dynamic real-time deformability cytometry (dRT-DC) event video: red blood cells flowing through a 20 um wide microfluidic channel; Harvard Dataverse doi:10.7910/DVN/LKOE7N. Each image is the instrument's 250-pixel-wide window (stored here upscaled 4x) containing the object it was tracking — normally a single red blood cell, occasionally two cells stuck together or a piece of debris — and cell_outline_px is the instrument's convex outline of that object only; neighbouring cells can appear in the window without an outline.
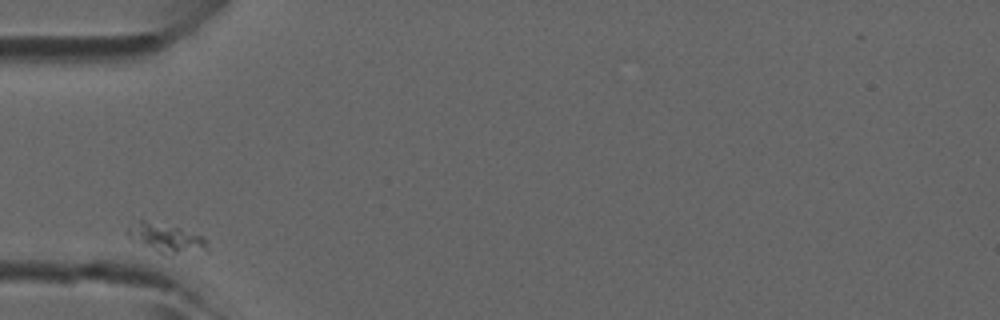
{"species": "common noctule bat (a hibernating species)", "species_latin": "Nyctalus noctula", "temperature_condition": "room temperature", "stored_images_in_passage": 4, "camera_frame_rate_fps": 3000, "um_per_image_px": 0.085, "animal": {"sex": "male", "forearm_length_mm": 52.5}, "frame": {"image": 1, "passage_image": 1, "time_ms": 0.0, "image_size_px": [1000, 320], "cell_outline_px": [[208, 252], [160, 252], [128, 236], [128, 228], [140, 220], [144, 220], [176, 228], [204, 236], [208, 244]], "centroid_in_image_um": [14.21, 20.23], "position_along_channel_um": 70.8, "area_um2": 12.37}}
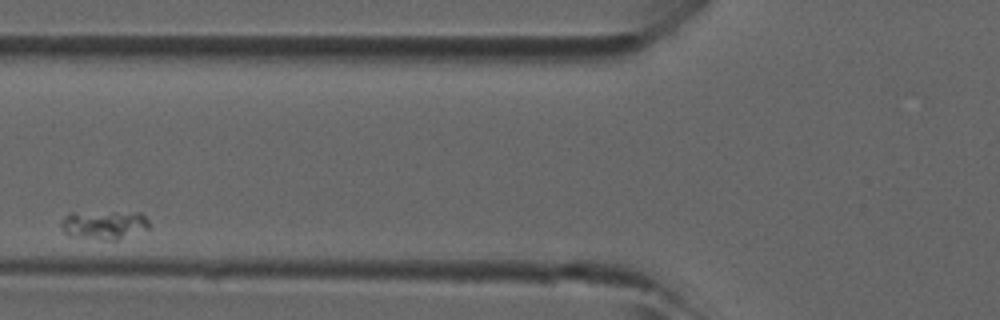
{"frame": {"image": 2, "passage_image": 2, "time_ms": 0.333, "image_size_px": [1000, 320], "cell_outline_px": [[152, 228], [116, 240], [112, 240], [68, 236], [64, 232], [60, 224], [60, 220], [68, 212], [140, 212], [148, 220]], "centroid_in_image_um": [8.84, 19.1], "position_along_channel_um": 117.0, "area_um2": 15.09}}
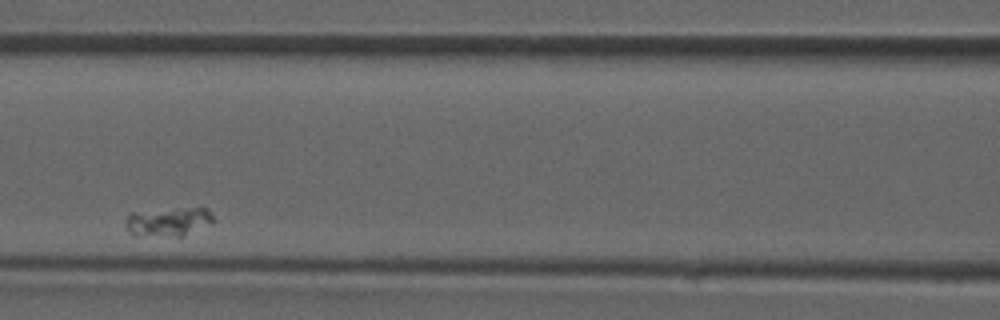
{"frame": {"image": 3, "passage_image": 3, "time_ms": 0.667, "image_size_px": [1000, 320], "cell_outline_px": [[216, 220], [212, 224], [184, 236], [176, 236], [128, 232], [124, 224], [124, 220], [128, 212], [192, 208], [204, 208]], "centroid_in_image_um": [14.32, 18.83], "position_along_channel_um": 152.3, "area_um2": 14.39}}